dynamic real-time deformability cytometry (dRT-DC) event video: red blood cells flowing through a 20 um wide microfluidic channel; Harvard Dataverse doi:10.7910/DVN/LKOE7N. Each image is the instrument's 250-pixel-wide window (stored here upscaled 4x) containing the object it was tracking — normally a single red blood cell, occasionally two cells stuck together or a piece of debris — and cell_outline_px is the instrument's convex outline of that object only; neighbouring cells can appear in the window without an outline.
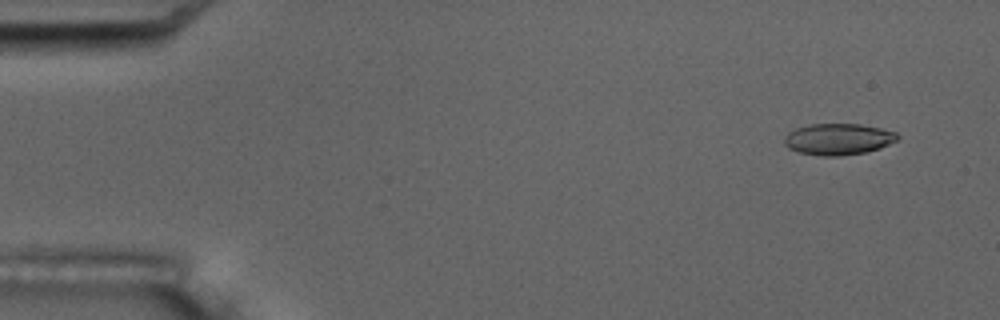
{"species": "common noctule bat (a hibernating species)", "species_latin": "Nyctalus noctula", "temperature_condition": "room temperature", "stored_images_in_passage": 16, "camera_frame_rate_fps": 3000, "um_per_image_px": 0.085, "animal": {"sex": "male", "body_mass_g": 17.5, "forearm_length_mm": 52.3}, "frame": {"image": 1, "passage_image": 1, "time_ms": 0.0, "image_size_px": [1000, 320], "cell_outline_px": [[900, 136], [896, 140], [880, 148], [868, 152], [840, 156], [820, 156], [800, 152], [788, 148], [784, 144], [784, 136], [788, 132], [796, 128], [812, 124], [860, 124], [880, 128], [896, 132]], "centroid_in_image_um": [71.24, 11.83], "position_along_channel_um": 13.8, "area_um2": 20.75}}
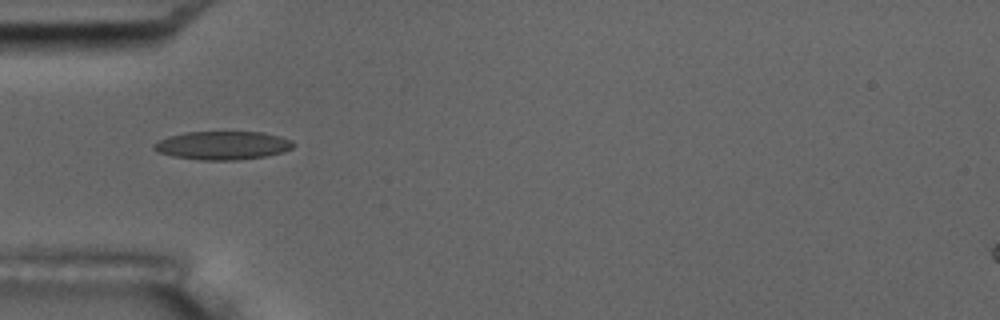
{"frame": {"image": 2, "passage_image": 5, "time_ms": 4.667, "image_size_px": [1000, 320], "cell_outline_px": [[296, 144], [292, 148], [284, 152], [264, 156], [240, 160], [200, 160], [172, 156], [160, 152], [152, 148], [152, 144], [168, 136], [184, 132], [264, 132], [280, 136], [292, 140]], "centroid_in_image_um": [18.94, 12.36], "position_along_channel_um": 66.1, "area_um2": 23.24}, "authors_computed_cell_mechanics": {"area_um2": 21.7617, "velocity_mm_per_s": 3.5627, "shape_relaxation_time_tau1_ms": 5.713, "shape_relaxation_time_tau2_ms": 1.0789, "deformation_change_tau1": 0.1604, "deformation_change_tau2": 0.0611}}